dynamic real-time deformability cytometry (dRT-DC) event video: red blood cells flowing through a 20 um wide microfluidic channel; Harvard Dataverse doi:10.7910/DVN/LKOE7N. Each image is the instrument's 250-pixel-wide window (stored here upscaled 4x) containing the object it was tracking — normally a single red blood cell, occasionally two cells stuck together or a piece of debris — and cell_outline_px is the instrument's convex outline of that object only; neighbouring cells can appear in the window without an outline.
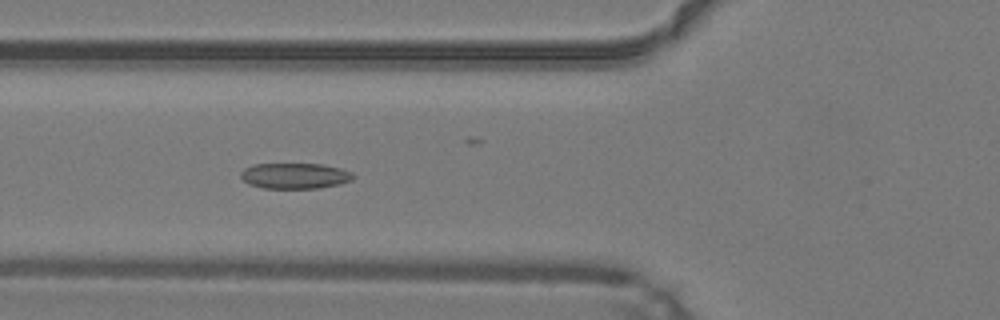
{"species": "common noctule bat (a hibernating species)", "species_latin": "Nyctalus noctula", "temperature_condition": "warm", "stored_images_in_passage": 49, "camera_frame_rate_fps": 3000, "um_per_image_px": 0.085, "animal": {"sex": "male", "body_mass_g": 19.2, "forearm_length_mm": 51.8}, "frame": {"image": 1, "passage_image": 18, "time_ms": 5.667, "image_size_px": [1000, 320], "cell_outline_px": [[356, 176], [352, 180], [340, 184], [320, 188], [264, 188], [248, 184], [240, 176], [240, 172], [244, 168], [252, 164], [324, 164], [340, 168], [352, 172]], "centroid_in_image_um": [25.08, 14.94], "position_along_channel_um": 100.7, "area_um2": 16.99}}
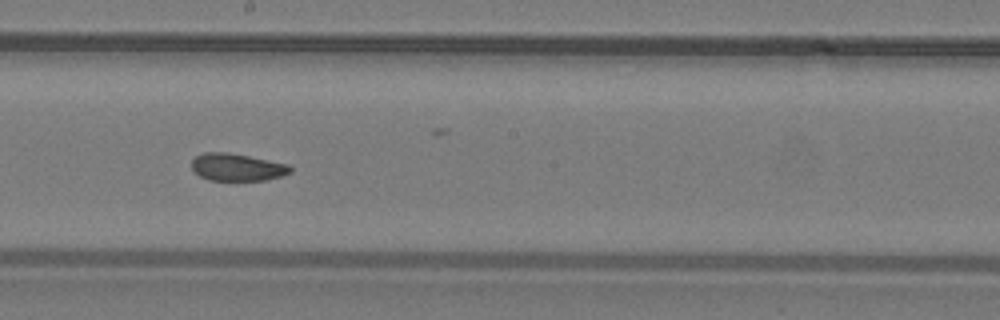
{"frame": {"image": 2, "passage_image": 27, "time_ms": 8.667, "image_size_px": [1000, 320], "cell_outline_px": [[292, 172], [280, 176], [264, 180], [208, 180], [200, 176], [192, 168], [192, 160], [196, 156], [204, 152], [228, 152], [288, 164], [292, 168]], "centroid_in_image_um": [20.14, 14.21], "position_along_channel_um": 228.1, "area_um2": 15.61}}
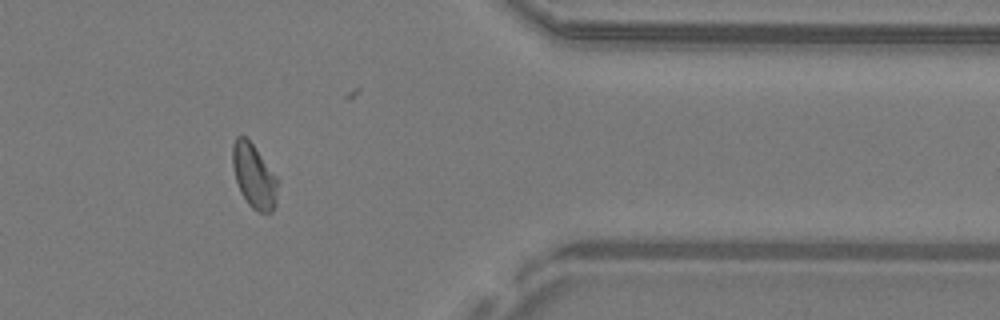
{"frame": {"image": 3, "passage_image": 40, "time_ms": 13.0, "image_size_px": [1000, 320], "cell_outline_px": [[276, 204], [272, 212], [260, 212], [252, 208], [248, 204], [240, 192], [236, 180], [232, 164], [232, 144], [236, 136], [244, 136], [252, 144], [276, 176]], "centroid_in_image_um": [21.55, 14.97], "position_along_channel_um": 389.8, "area_um2": 16.53}, "authors_computed_cell_mechanics": {"area_um2": 16.9354, "velocity_mm_per_s": 4.2286, "shape_relaxation_time_tau1_ms": 3.2708, "shape_relaxation_time_tau2_ms": 1.651, "deformation_change_tau1": 0.0915, "deformation_change_tau2": 0.0653}}